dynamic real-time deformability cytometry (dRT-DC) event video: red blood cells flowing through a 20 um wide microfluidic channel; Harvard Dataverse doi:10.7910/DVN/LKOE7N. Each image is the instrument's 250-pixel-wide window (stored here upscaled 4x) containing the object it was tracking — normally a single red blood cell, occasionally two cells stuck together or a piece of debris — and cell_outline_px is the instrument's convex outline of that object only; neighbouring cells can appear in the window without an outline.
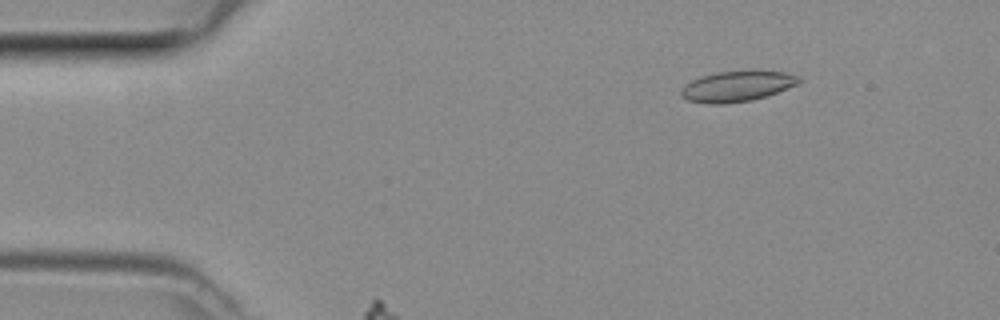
{"species": "common noctule bat (a hibernating species)", "species_latin": "Nyctalus noctula", "temperature_condition": "room temperature", "stored_images_in_passage": 9, "camera_frame_rate_fps": 3000, "um_per_image_px": 0.085, "animal": {"sex": "female", "body_mass_g": 29.2, "forearm_length_mm": 56.3}, "frame": {"image": 1, "passage_image": 7, "time_ms": 2.0, "image_size_px": [1000, 320], "cell_outline_px": [[800, 80], [796, 84], [788, 88], [752, 100], [724, 104], [708, 104], [688, 100], [680, 96], [680, 92], [692, 80], [700, 76], [716, 72], [784, 72], [800, 76]], "centroid_in_image_um": [62.61, 7.35], "position_along_channel_um": 22.4, "area_um2": 20.4}}